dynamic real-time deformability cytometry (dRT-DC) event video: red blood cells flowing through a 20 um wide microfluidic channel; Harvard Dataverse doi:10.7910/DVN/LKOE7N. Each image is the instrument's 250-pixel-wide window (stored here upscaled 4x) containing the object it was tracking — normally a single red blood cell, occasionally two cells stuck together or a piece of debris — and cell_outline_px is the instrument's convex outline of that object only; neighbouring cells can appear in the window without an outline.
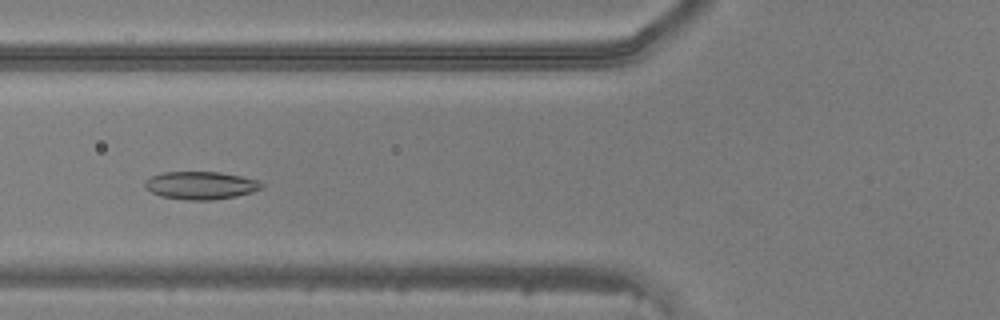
{"species": "common noctule bat (a hibernating species)", "species_latin": "Nyctalus noctula", "temperature_condition": "warm", "stored_images_in_passage": 43, "camera_frame_rate_fps": 3000, "um_per_image_px": 0.085, "animal": {"sex": "male", "body_mass_g": 20.5, "forearm_length_mm": 52.5}, "frame": {"image": 1, "passage_image": 14, "time_ms": 4.333, "image_size_px": [1000, 320], "cell_outline_px": [[264, 184], [260, 188], [252, 192], [236, 196], [212, 200], [188, 200], [160, 196], [144, 188], [144, 180], [152, 176], [164, 172], [220, 172], [240, 176], [256, 180]], "centroid_in_image_um": [17.02, 15.76], "position_along_channel_um": 108.8, "area_um2": 18.84}}
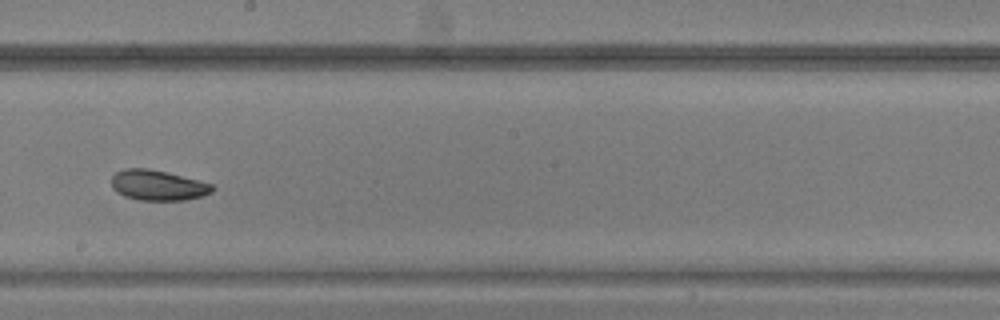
{"frame": {"image": 2, "passage_image": 23, "time_ms": 7.333, "image_size_px": [1000, 320], "cell_outline_px": [[216, 188], [212, 192], [204, 196], [184, 200], [140, 200], [124, 196], [116, 192], [112, 188], [112, 176], [116, 172], [124, 168], [148, 168], [168, 172], [212, 184]], "centroid_in_image_um": [13.42, 15.74], "position_along_channel_um": 234.8, "area_um2": 17.98}}
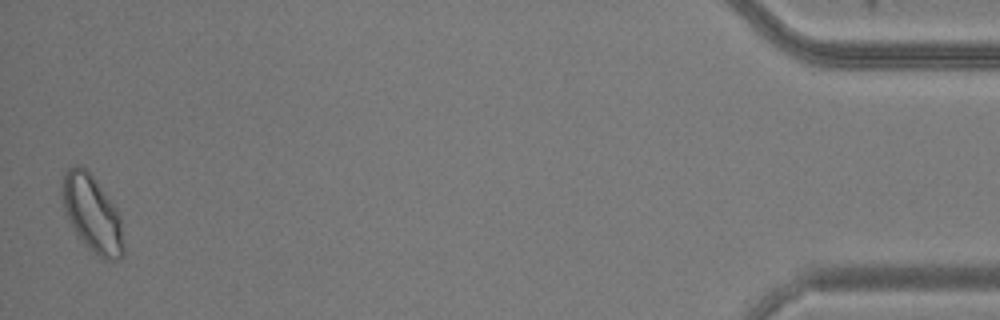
{"frame": {"image": 3, "passage_image": 43, "time_ms": 14.0, "image_size_px": [1000, 320], "cell_outline_px": [[124, 252], [120, 260], [104, 260], [92, 252], [76, 236], [64, 208], [64, 172], [68, 168], [76, 164], [84, 168], [92, 176], [108, 196], [116, 208], [120, 216], [124, 244]], "centroid_in_image_um": [7.88, 18.24], "position_along_channel_um": 427.3, "area_um2": 27.11}}